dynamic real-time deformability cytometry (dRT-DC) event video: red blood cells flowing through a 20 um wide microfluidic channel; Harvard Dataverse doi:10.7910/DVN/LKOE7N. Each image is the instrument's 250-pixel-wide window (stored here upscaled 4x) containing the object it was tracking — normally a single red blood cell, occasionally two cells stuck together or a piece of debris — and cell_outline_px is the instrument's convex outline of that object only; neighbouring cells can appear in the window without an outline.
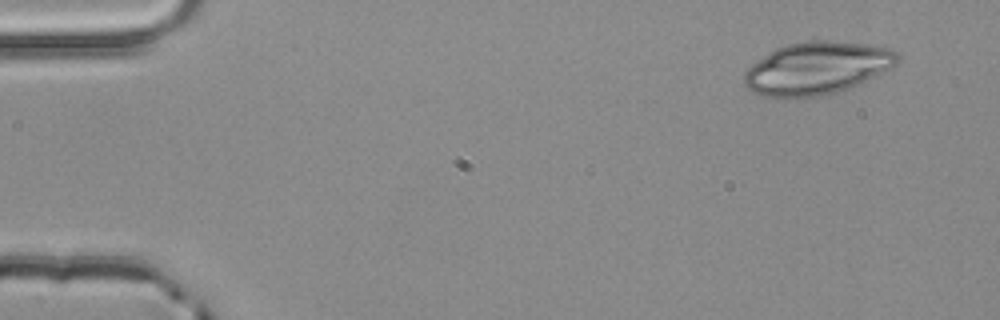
{"species": "common noctule bat (a hibernating species)", "species_latin": "Nyctalus noctula", "temperature_condition": "room temperature", "stored_images_in_passage": 4, "segment_of_instrument_passage": [1, 2], "camera_frame_rate_fps": 3000, "um_per_image_px": 0.085, "animal": {"sex": "male", "body_mass_g": 20.4}, "frame": {"image": 1, "passage_image": 1, "time_ms": 0.0, "image_size_px": [1000, 320], "cell_outline_px": [[900, 60], [896, 64], [848, 88], [828, 96], [784, 100], [780, 100], [760, 96], [752, 92], [744, 84], [744, 72], [752, 64], [776, 48], [788, 44], [808, 40], [828, 40], [864, 44], [892, 48], [900, 56]], "centroid_in_image_um": [69.37, 5.83], "position_along_channel_um": 15.6, "area_um2": 47.45}}